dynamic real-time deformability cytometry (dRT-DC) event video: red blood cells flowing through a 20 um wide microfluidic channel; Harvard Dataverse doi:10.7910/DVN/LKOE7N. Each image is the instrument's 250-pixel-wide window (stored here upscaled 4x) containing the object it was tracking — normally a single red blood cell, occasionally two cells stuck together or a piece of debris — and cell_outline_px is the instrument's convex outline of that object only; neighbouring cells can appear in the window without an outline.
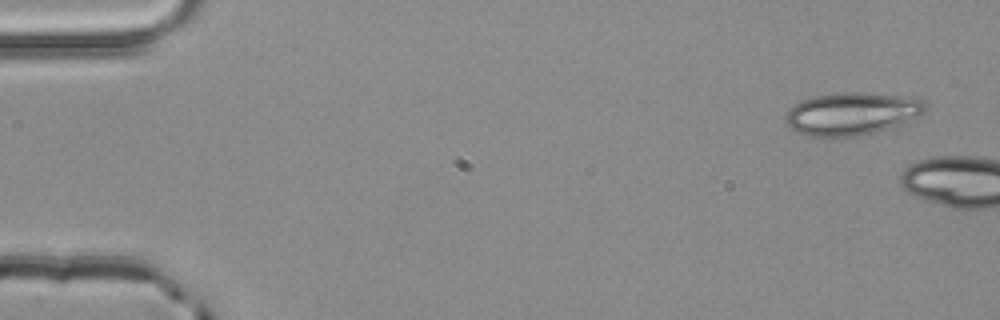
{"species": "common noctule bat (a hibernating species)", "species_latin": "Nyctalus noctula", "temperature_condition": "room temperature", "stored_images_in_passage": 4, "segment_of_instrument_passage": [2, 2], "camera_frame_rate_fps": 3000, "um_per_image_px": 0.085, "animal": {"sex": "male", "body_mass_g": 20.4}, "frame": {"image": 1, "passage_image": 4, "time_ms": 1.0, "image_size_px": [1000, 320], "cell_outline_px": [[928, 108], [920, 116], [904, 124], [860, 136], [808, 136], [796, 132], [788, 128], [784, 120], [784, 116], [800, 100], [812, 96], [844, 92], [868, 92], [924, 100], [928, 104]], "centroid_in_image_um": [72.41, 9.67], "position_along_channel_um": 12.6, "area_um2": 35.03}}